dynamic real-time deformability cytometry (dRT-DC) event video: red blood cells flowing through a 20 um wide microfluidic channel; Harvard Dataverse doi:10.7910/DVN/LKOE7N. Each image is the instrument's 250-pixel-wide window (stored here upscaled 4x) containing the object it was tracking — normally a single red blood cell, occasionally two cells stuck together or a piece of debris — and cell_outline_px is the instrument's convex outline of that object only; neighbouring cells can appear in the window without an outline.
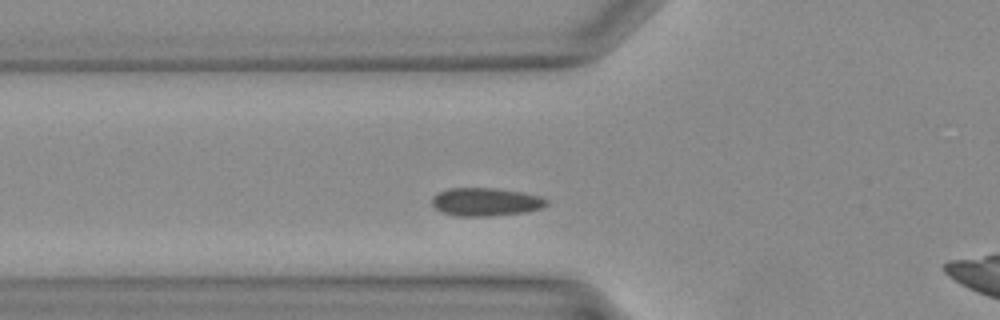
{"species": "Egyptian fruit bat (a non-hibernating species)", "species_latin": "Rousettus aegyptiacus", "temperature_condition": "warm", "stored_images_in_passage": 29, "camera_frame_rate_fps": 3000, "um_per_image_px": 0.085, "animal": {"sex": "female"}, "frame": {"image": 1, "passage_image": 3, "time_ms": 0.667, "image_size_px": [1000, 320], "cell_outline_px": [[548, 204], [540, 208], [524, 212], [492, 216], [456, 216], [440, 212], [432, 204], [432, 196], [448, 188], [492, 188], [520, 192], [540, 196], [548, 200]], "centroid_in_image_um": [41.25, 17.17], "position_along_channel_um": 84.5, "area_um2": 18.73}}
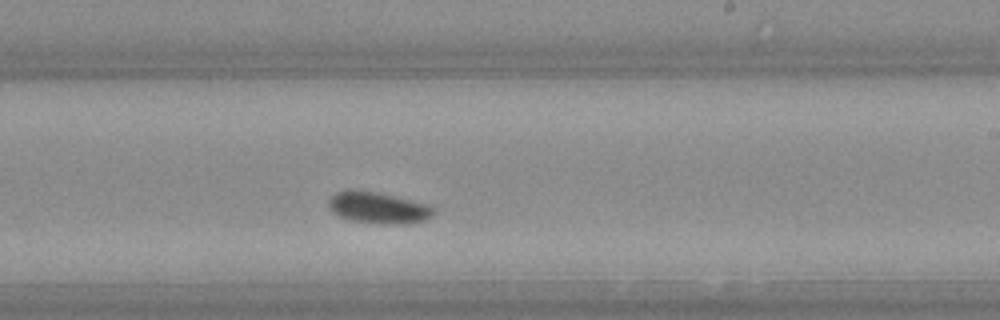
{"frame": {"image": 2, "passage_image": 13, "time_ms": 4.0, "image_size_px": [1000, 320], "cell_outline_px": [[436, 212], [432, 216], [424, 220], [404, 224], [376, 224], [348, 220], [332, 212], [328, 204], [328, 200], [336, 192], [376, 192], [428, 204]], "centroid_in_image_um": [32.17, 17.7], "position_along_channel_um": 256.8, "area_um2": 18.84}}
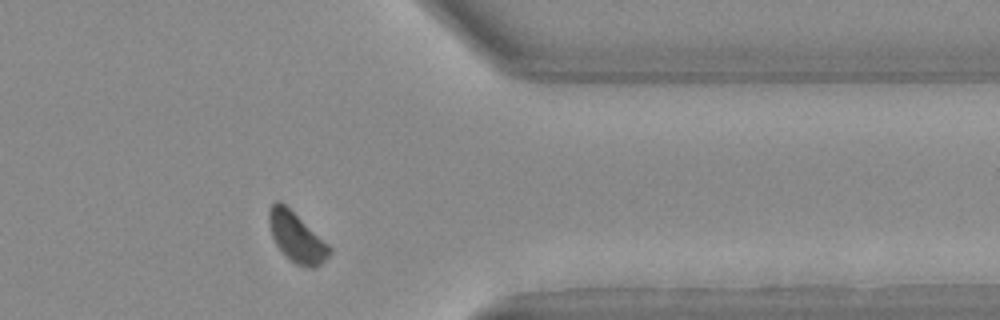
{"frame": {"image": 3, "passage_image": 21, "time_ms": 6.667, "image_size_px": [1000, 320], "cell_outline_px": [[332, 252], [316, 268], [308, 268], [296, 264], [284, 256], [276, 244], [272, 236], [268, 220], [268, 208], [276, 200], [280, 200], [328, 244], [332, 248]], "centroid_in_image_um": [25.19, 20.18], "position_along_channel_um": 386.2, "area_um2": 17.46}}